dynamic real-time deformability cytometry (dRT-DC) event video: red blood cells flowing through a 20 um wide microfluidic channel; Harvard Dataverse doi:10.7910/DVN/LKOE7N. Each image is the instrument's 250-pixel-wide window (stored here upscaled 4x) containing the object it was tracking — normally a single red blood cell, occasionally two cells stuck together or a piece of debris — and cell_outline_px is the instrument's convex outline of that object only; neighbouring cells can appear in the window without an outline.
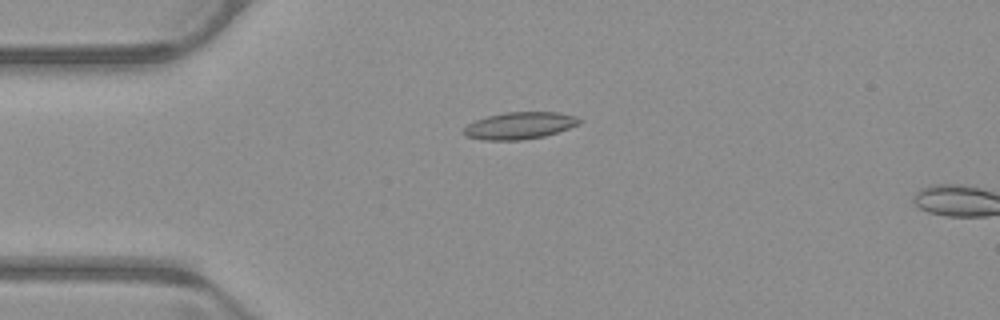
{"species": "common noctule bat (a hibernating species)", "species_latin": "Nyctalus noctula", "temperature_condition": "warm", "stored_images_in_passage": 15, "camera_frame_rate_fps": 3000, "um_per_image_px": 0.085, "animal": {"sex": "male", "body_mass_g": 23.1, "forearm_length_mm": 52.7}, "frame": {"image": 1, "passage_image": 13, "time_ms": 4.0, "image_size_px": [1000, 320], "cell_outline_px": [[580, 124], [544, 136], [520, 140], [484, 140], [464, 136], [464, 128], [468, 124], [476, 120], [488, 116], [504, 112], [556, 112], [576, 116], [580, 120]], "centroid_in_image_um": [44.15, 10.67], "position_along_channel_um": 40.9, "area_um2": 18.03}}